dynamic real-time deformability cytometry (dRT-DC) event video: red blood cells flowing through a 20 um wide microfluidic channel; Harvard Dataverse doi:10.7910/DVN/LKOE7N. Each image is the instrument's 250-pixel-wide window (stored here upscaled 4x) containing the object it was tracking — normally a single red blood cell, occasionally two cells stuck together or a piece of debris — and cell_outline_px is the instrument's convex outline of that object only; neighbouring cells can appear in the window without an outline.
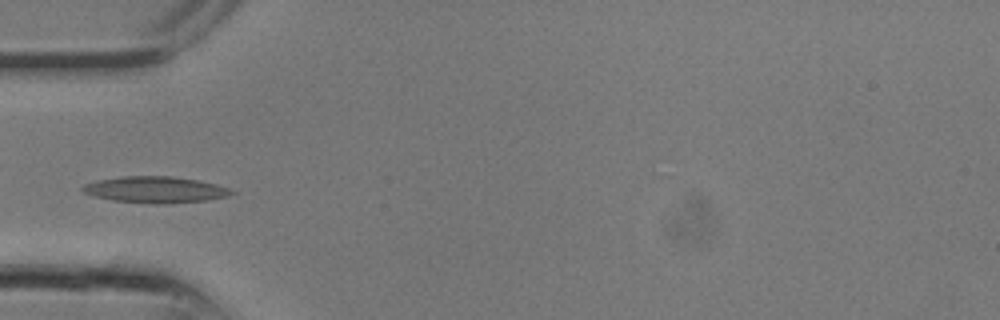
{"species": "common noctule bat (a hibernating species)", "species_latin": "Nyctalus noctula", "temperature_condition": "room temperature", "stored_images_in_passage": 11, "camera_frame_rate_fps": 3000, "um_per_image_px": 0.085, "animal": {"sex": "male", "body_mass_g": 13.3}, "frame": {"image": 1, "passage_image": 10, "time_ms": 3.0, "image_size_px": [1000, 320], "cell_outline_px": [[236, 192], [228, 196], [208, 200], [164, 204], [152, 204], [112, 200], [96, 196], [84, 192], [80, 188], [84, 184], [100, 180], [124, 176], [172, 176], [196, 180], [216, 184], [228, 188]], "centroid_in_image_um": [13.23, 16.13], "position_along_channel_um": 71.8, "area_um2": 22.72}}